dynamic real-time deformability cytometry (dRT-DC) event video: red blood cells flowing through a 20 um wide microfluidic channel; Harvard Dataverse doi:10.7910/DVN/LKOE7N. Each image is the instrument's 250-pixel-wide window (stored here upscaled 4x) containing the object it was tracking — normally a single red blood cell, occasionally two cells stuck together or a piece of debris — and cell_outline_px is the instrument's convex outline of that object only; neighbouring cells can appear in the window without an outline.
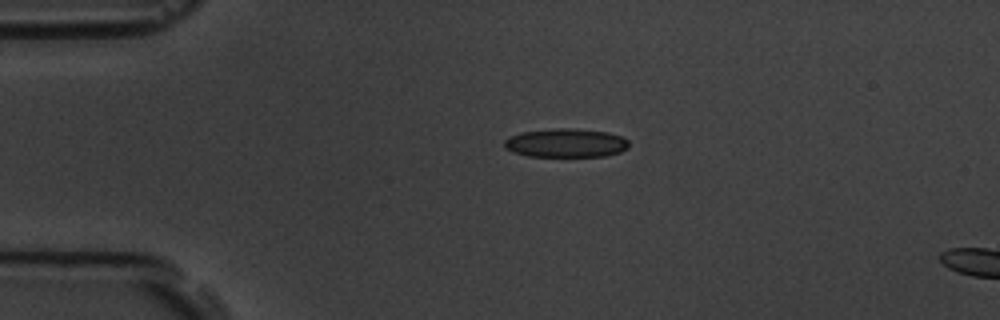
{"species": "common noctule bat (a hibernating species)", "species_latin": "Nyctalus noctula", "temperature_condition": "room temperature", "stored_images_in_passage": 2, "camera_frame_rate_fps": 3000, "um_per_image_px": 0.085, "animal": {"sex": "male", "body_mass_g": 19.5, "forearm_length_mm": 54.6}, "frame": {"image": 1, "passage_image": 1, "time_ms": 0.0, "image_size_px": [1000, 320], "cell_outline_px": [[628, 148], [620, 152], [604, 156], [528, 156], [512, 152], [504, 148], [504, 140], [508, 136], [520, 132], [556, 128], [572, 128], [608, 132], [620, 136], [628, 140]], "centroid_in_image_um": [48.06, 12.15], "position_along_channel_um": 36.9, "area_um2": 20.98}}